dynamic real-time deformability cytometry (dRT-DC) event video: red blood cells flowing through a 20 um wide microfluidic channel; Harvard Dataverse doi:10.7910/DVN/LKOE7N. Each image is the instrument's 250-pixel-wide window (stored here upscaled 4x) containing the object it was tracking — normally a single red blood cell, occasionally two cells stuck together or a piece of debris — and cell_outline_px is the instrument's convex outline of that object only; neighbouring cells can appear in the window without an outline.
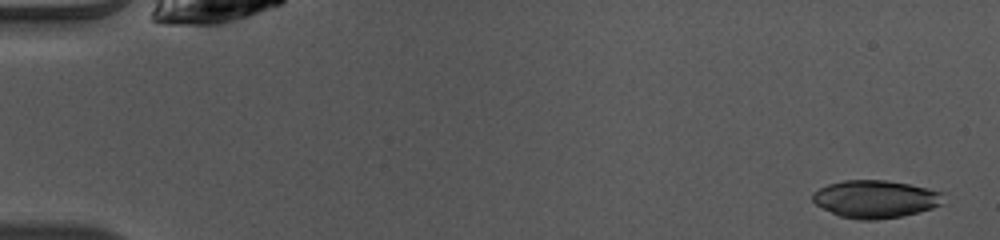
{"species": "common noctule bat (a hibernating species)", "species_latin": "Nyctalus noctula", "temperature_condition": "warm", "stored_images_in_passage": 48, "camera_frame_rate_fps": 3000, "um_per_image_px": 0.085, "animal": {"sex": "female", "body_mass_g": 10.0, "forearm_length_mm": 53.1}, "frame": {"image": 1, "passage_image": 2, "time_ms": 0.333, "image_size_px": [1000, 240], "cell_outline_px": [[940, 204], [932, 208], [900, 216], [876, 220], [860, 220], [840, 216], [816, 204], [812, 200], [812, 192], [828, 184], [844, 180], [888, 180], [928, 188], [940, 192]], "centroid_in_image_um": [74.35, 16.91], "position_along_channel_um": 10.7, "area_um2": 28.26}}